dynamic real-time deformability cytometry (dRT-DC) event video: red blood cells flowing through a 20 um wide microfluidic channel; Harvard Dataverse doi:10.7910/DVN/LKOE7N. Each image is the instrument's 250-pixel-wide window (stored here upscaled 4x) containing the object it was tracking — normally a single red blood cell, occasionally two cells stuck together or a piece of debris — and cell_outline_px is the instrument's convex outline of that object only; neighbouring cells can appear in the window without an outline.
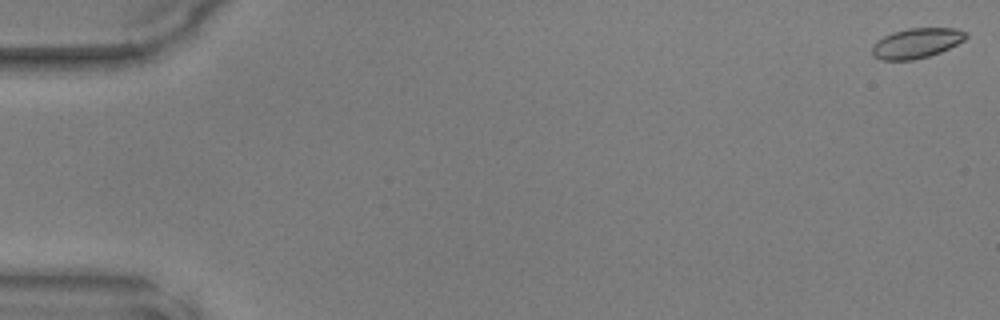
{"species": "common noctule bat (a hibernating species)", "species_latin": "Nyctalus noctula", "temperature_condition": "warm", "stored_images_in_passage": 9, "camera_frame_rate_fps": 3000, "um_per_image_px": 0.085, "animal": {"sex": "male", "body_mass_g": 17.9, "forearm_length_mm": 54.2}, "frame": {"image": 1, "passage_image": 1, "time_ms": 0.0, "image_size_px": [1000, 320], "cell_outline_px": [[968, 36], [964, 40], [940, 52], [928, 56], [912, 60], [880, 60], [872, 56], [872, 44], [876, 40], [892, 32], [908, 28], [956, 28], [968, 32]], "centroid_in_image_um": [77.87, 3.66], "position_along_channel_um": 7.1, "area_um2": 16.53}}